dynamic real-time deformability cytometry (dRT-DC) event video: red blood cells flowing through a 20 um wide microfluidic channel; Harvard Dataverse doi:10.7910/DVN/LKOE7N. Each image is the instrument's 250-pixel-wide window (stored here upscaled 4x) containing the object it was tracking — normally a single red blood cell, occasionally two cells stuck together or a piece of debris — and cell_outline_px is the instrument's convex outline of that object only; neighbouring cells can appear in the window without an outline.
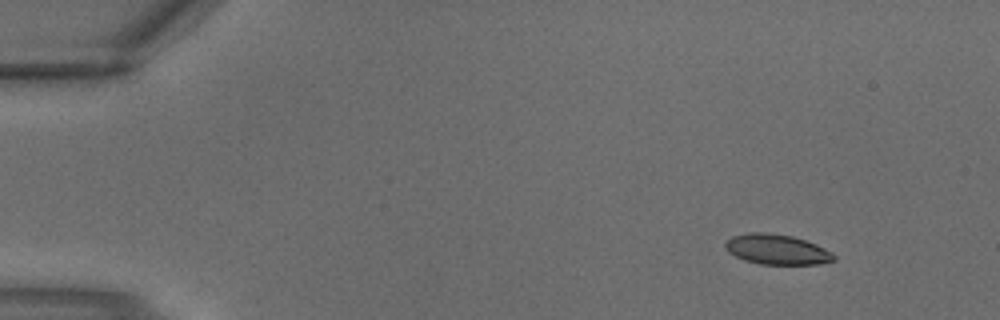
{"species": "common noctule bat (a hibernating species)", "species_latin": "Nyctalus noctula", "temperature_condition": "warm", "stored_images_in_passage": 2, "camera_frame_rate_fps": 3000, "um_per_image_px": 0.085, "animal": {"sex": "male", "body_mass_g": 18.8}, "frame": {"image": 1, "passage_image": 1, "time_ms": 0.0, "image_size_px": [1000, 320], "cell_outline_px": [[836, 260], [820, 264], [760, 264], [744, 260], [728, 252], [724, 244], [732, 236], [748, 232], [764, 232], [792, 236], [816, 244], [832, 252], [836, 256]], "centroid_in_image_um": [66.04, 21.2], "position_along_channel_um": 19.0, "area_um2": 19.07}}